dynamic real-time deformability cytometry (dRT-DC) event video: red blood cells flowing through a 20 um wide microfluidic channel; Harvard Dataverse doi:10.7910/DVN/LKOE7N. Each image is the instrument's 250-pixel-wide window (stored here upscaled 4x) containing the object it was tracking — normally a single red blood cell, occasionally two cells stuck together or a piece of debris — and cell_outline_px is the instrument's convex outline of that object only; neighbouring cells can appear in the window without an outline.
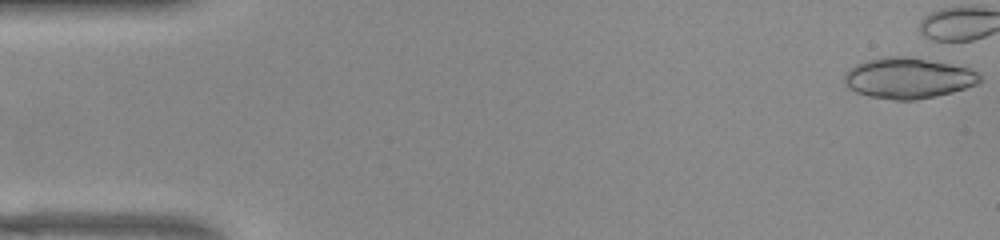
{"species": "common noctule bat (a hibernating species)", "species_latin": "Nyctalus noctula", "temperature_condition": "warm", "stored_images_in_passage": 40, "camera_frame_rate_fps": 3000, "um_per_image_px": 0.085, "animal": {"sex": "female", "body_mass_g": 22.0, "forearm_length_mm": 56.7}, "frame": {"image": 1, "passage_image": 1, "time_ms": 0.0, "image_size_px": [1000, 240], "cell_outline_px": [[980, 80], [976, 84], [952, 92], [936, 96], [916, 100], [892, 100], [868, 96], [856, 92], [848, 88], [844, 84], [844, 72], [848, 68], [864, 60], [880, 56], [916, 56], [968, 68], [976, 72], [980, 76]], "centroid_in_image_um": [77.12, 6.62], "position_along_channel_um": 7.9, "area_um2": 32.66}}